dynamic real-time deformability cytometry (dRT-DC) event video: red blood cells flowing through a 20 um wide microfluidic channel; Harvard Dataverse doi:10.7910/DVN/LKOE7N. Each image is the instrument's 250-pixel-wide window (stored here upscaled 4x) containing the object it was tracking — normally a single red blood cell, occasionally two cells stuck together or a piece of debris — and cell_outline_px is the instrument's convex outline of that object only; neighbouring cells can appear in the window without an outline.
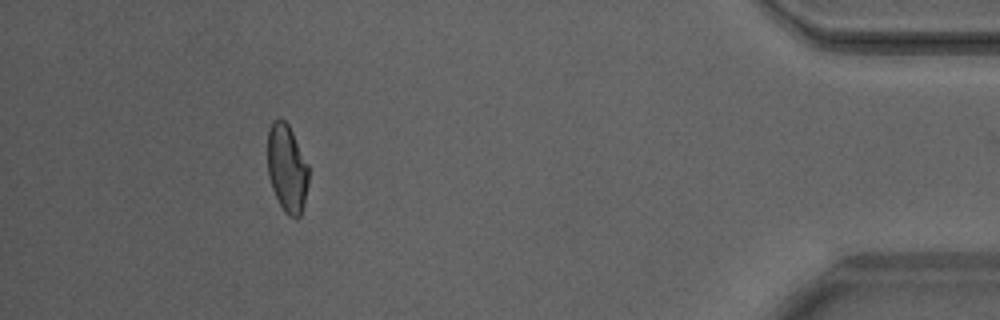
{"species": "Egyptian fruit bat (a non-hibernating species)", "species_latin": "Rousettus aegyptiacus", "temperature_condition": "warm", "stored_images_in_passage": 46, "camera_frame_rate_fps": 3000, "um_per_image_px": 0.085, "animal": {"sex": "male"}, "frame": {"image": 1, "passage_image": 45, "time_ms": 14.667, "image_size_px": [1000, 320], "cell_outline_px": [[308, 184], [304, 204], [300, 216], [296, 220], [288, 216], [284, 212], [272, 188], [268, 176], [268, 132], [272, 120], [280, 116], [288, 124], [308, 164]], "centroid_in_image_um": [24.39, 14.31], "position_along_channel_um": 410.8, "area_um2": 21.15}}